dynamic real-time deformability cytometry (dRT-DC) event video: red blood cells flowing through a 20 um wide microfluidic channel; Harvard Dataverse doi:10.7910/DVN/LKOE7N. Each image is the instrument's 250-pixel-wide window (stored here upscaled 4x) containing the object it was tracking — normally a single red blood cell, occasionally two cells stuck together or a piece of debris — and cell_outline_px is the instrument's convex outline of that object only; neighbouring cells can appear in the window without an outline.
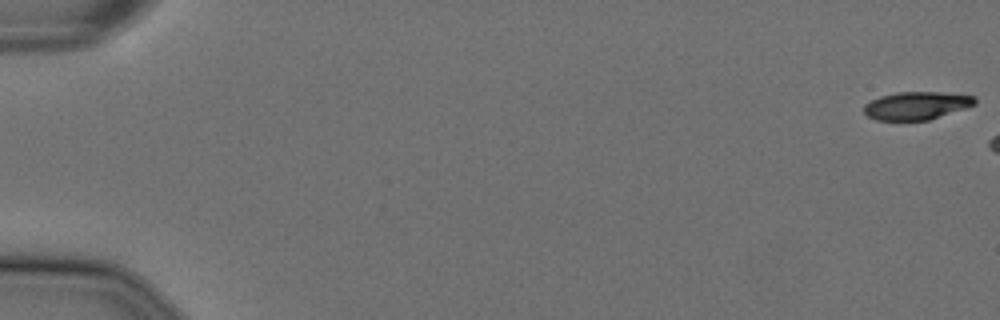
{"species": "Egyptian fruit bat (a non-hibernating species)", "species_latin": "Rousettus aegyptiacus", "temperature_condition": "cold", "stored_images_in_passage": 12, "camera_frame_rate_fps": 3000, "um_per_image_px": 0.085, "animal": {"sex": "female"}, "frame": {"image": 1, "passage_image": 1, "time_ms": 0.0, "image_size_px": [1000, 320], "cell_outline_px": [[976, 104], [928, 120], [876, 120], [868, 116], [864, 112], [864, 104], [880, 96], [896, 92], [940, 92], [976, 96]], "centroid_in_image_um": [77.89, 8.97], "position_along_channel_um": 7.1, "area_um2": 17.92}}